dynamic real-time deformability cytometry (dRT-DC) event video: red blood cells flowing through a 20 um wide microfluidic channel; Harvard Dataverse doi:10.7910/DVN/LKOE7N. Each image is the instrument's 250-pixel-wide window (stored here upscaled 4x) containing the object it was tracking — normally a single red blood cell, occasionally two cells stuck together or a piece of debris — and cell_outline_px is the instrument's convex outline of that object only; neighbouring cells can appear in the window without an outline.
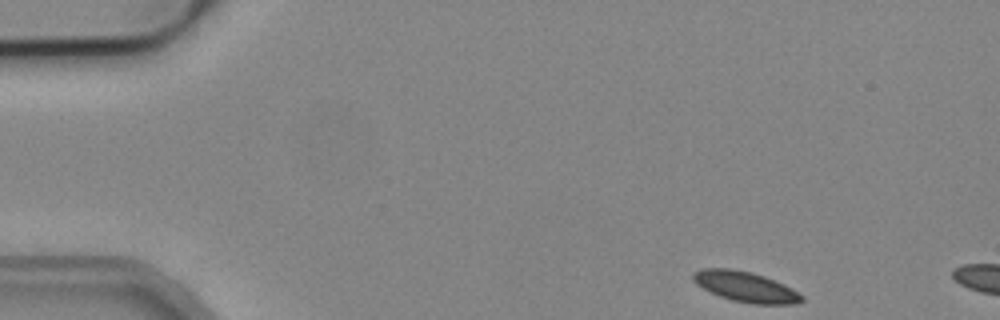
{"species": "common noctule bat (a hibernating species)", "species_latin": "Nyctalus noctula", "temperature_condition": "cold", "stored_images_in_passage": 3, "camera_frame_rate_fps": 3000, "um_per_image_px": 0.085, "animal": {"sex": "male", "body_mass_g": 19.2, "forearm_length_mm": 51.8}, "frame": {"image": 1, "passage_image": 1, "time_ms": 0.0, "image_size_px": [1000, 320], "cell_outline_px": [[804, 300], [796, 304], [752, 304], [732, 300], [720, 296], [696, 284], [692, 280], [692, 272], [700, 268], [732, 268], [752, 272], [764, 276], [784, 284], [792, 288], [804, 296]], "centroid_in_image_um": [63.37, 24.36], "position_along_channel_um": 21.6, "area_um2": 19.36}}